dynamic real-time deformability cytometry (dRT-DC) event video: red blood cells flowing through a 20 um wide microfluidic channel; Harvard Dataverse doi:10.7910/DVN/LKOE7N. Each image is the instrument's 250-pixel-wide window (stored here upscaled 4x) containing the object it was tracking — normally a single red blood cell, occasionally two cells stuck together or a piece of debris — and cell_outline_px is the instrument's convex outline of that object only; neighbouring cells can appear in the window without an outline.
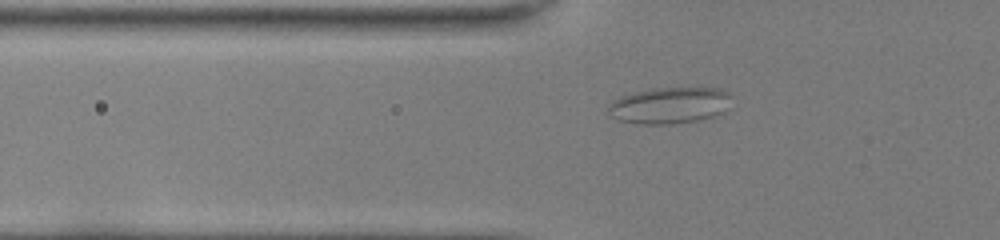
{"species": "common noctule bat (a hibernating species)", "species_latin": "Nyctalus noctula", "temperature_condition": "room temperature", "stored_images_in_passage": 40, "camera_frame_rate_fps": 3000, "um_per_image_px": 0.085, "animal": {"sex": "female", "body_mass_g": 22.0, "forearm_length_mm": 56.7}, "frame": {"image": 1, "passage_image": 7, "time_ms": 2.0, "image_size_px": [1000, 240], "cell_outline_px": [[732, 96], [728, 108], [724, 112], [700, 120], [676, 124], [636, 124], [620, 120], [612, 116], [608, 112], [608, 104], [612, 100], [620, 96], [632, 92], [648, 88], [724, 88]], "centroid_in_image_um": [56.92, 8.95], "position_along_channel_um": 68.9, "area_um2": 26.65}}
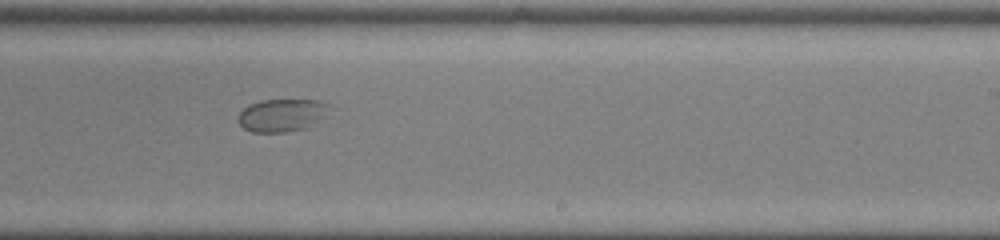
{"frame": {"image": 2, "passage_image": 22, "time_ms": 7.0, "image_size_px": [1000, 240], "cell_outline_px": [[340, 108], [308, 128], [288, 132], [252, 132], [244, 128], [236, 120], [236, 116], [248, 104], [260, 100], [320, 100], [332, 104]], "centroid_in_image_um": [24.1, 9.78], "position_along_channel_um": 264.9, "area_um2": 18.38}}
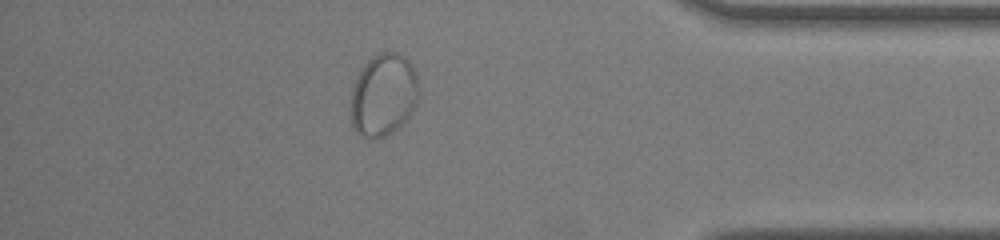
{"frame": {"image": 3, "passage_image": 34, "time_ms": 11.0, "image_size_px": [1000, 240], "cell_outline_px": [[420, 92], [416, 108], [404, 124], [384, 136], [376, 140], [360, 136], [356, 132], [352, 124], [352, 88], [360, 68], [372, 56], [380, 52], [396, 52], [404, 56], [412, 64], [416, 72], [420, 88]], "centroid_in_image_um": [32.64, 8.07], "position_along_channel_um": 402.6, "area_um2": 33.35}}